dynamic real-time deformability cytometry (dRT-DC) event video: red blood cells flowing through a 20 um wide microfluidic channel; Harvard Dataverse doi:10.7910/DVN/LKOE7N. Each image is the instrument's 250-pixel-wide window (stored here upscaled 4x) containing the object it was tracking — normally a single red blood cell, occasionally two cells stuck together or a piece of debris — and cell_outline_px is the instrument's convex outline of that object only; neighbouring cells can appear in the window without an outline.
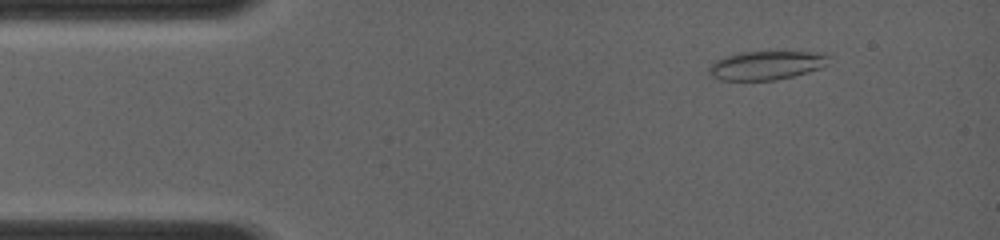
{"species": "common noctule bat (a hibernating species)", "species_latin": "Nyctalus noctula", "temperature_condition": "room temperature", "stored_images_in_passage": 6, "camera_frame_rate_fps": 4000, "um_per_image_px": 0.085, "animal": {"sex": "female", "body_mass_g": 19.0, "forearm_length_mm": 56.7}, "frame": {"image": 1, "passage_image": 2, "time_ms": 0.75, "image_size_px": [1000, 240], "cell_outline_px": [[828, 56], [824, 64], [820, 68], [808, 72], [776, 80], [720, 80], [712, 76], [708, 72], [708, 68], [716, 60], [724, 56], [736, 52], [768, 48], [824, 52]], "centroid_in_image_um": [65.13, 5.47], "position_along_channel_um": 19.9, "area_um2": 21.21}}
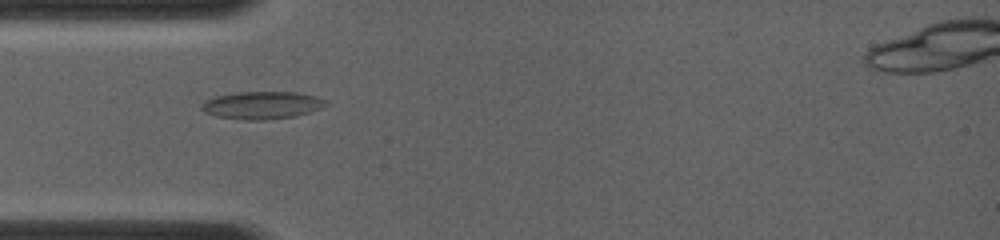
{"frame": {"image": 2, "passage_image": 5, "time_ms": 3.25, "image_size_px": [1000, 240], "cell_outline_px": [[328, 104], [320, 108], [296, 116], [264, 120], [248, 120], [216, 116], [204, 112], [200, 108], [200, 104], [204, 100], [216, 96], [236, 92], [296, 92], [316, 96], [324, 100]], "centroid_in_image_um": [22.22, 8.94], "position_along_channel_um": 62.8, "area_um2": 19.94}}
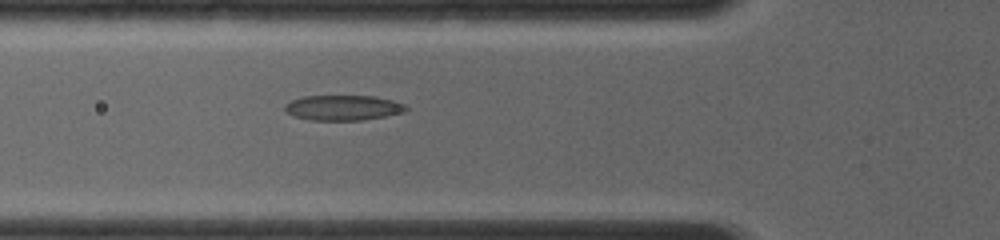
{"frame": {"image": 3, "passage_image": 6, "time_ms": 4.0, "image_size_px": [1000, 240], "cell_outline_px": [[408, 108], [404, 112], [384, 116], [360, 120], [312, 120], [292, 116], [284, 108], [284, 104], [292, 100], [304, 96], [372, 96], [392, 100], [404, 104]], "centroid_in_image_um": [29.14, 9.15], "position_along_channel_um": 96.7, "area_um2": 17.63}}